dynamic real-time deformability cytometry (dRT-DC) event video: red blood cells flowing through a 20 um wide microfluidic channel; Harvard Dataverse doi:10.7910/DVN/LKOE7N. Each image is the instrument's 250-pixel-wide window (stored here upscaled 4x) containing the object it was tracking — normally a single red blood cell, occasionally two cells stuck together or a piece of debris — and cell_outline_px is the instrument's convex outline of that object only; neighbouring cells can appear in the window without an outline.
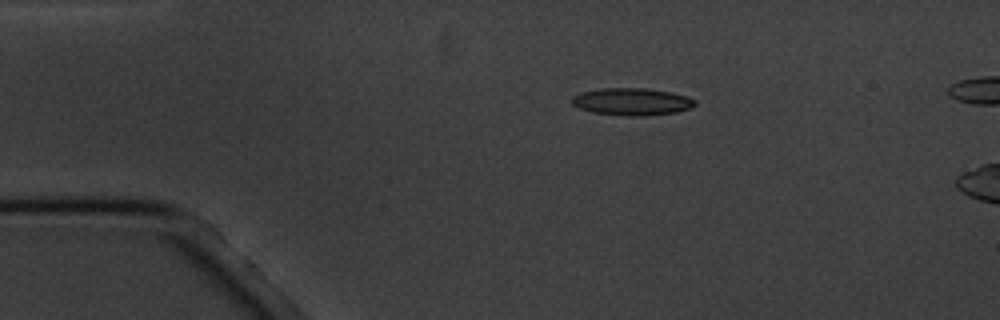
{"species": "common noctule bat (a hibernating species)", "species_latin": "Nyctalus noctula", "temperature_condition": "cold", "stored_images_in_passage": 5, "camera_frame_rate_fps": 3000, "um_per_image_px": 0.085, "animal": {"sex": "male", "body_mass_g": 20.1, "forearm_length_mm": 53.5}, "frame": {"image": 1, "passage_image": 3, "time_ms": 2.333, "image_size_px": [1000, 320], "cell_outline_px": [[696, 104], [688, 108], [676, 112], [644, 116], [628, 116], [592, 112], [580, 108], [572, 104], [572, 96], [580, 92], [596, 88], [644, 88], [668, 92], [688, 96], [696, 100]], "centroid_in_image_um": [53.68, 8.63], "position_along_channel_um": 31.3, "area_um2": 19.54}}